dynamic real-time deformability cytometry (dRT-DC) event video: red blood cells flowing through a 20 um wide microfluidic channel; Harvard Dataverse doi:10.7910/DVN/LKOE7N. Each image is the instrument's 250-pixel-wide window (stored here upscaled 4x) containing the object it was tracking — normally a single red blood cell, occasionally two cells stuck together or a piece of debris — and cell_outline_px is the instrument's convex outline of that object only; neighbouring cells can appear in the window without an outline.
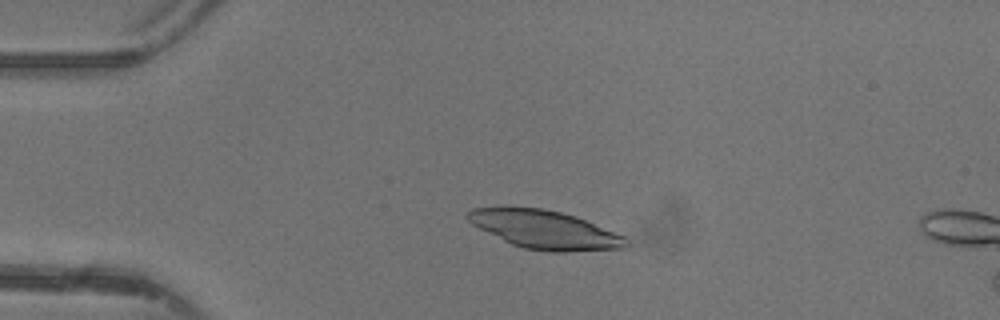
{"species": "common noctule bat (a hibernating species)", "species_latin": "Nyctalus noctula", "temperature_condition": "warm", "stored_images_in_passage": 13, "camera_frame_rate_fps": 3000, "um_per_image_px": 0.085, "animal": {"sex": "female"}, "frame": {"image": 1, "passage_image": 10, "time_ms": 3.0, "image_size_px": [1000, 320], "cell_outline_px": [[628, 244], [624, 248], [568, 252], [552, 252], [524, 248], [512, 244], [472, 224], [464, 216], [472, 208], [540, 208], [560, 212], [576, 216], [624, 236], [628, 240]], "centroid_in_image_um": [46.33, 19.53], "position_along_channel_um": 38.7, "area_um2": 34.85}}